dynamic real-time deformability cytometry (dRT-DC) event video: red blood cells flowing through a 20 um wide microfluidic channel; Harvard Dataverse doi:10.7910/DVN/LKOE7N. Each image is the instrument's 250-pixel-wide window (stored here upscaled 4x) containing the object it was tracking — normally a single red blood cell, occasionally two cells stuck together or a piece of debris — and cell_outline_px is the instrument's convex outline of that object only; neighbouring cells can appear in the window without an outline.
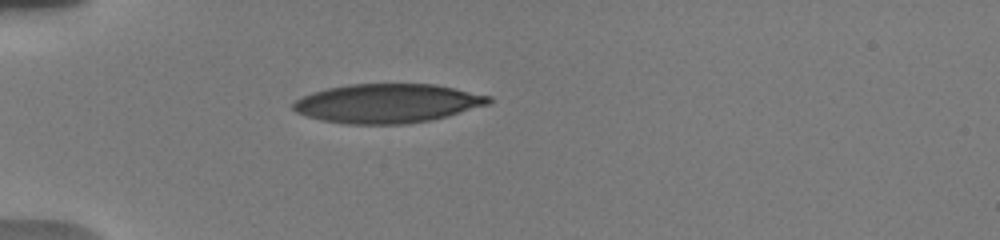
{"species": "human", "species_latin": "Homo sapiens", "temperature_condition": "warm", "stored_images_in_passage": 26, "camera_frame_rate_fps": 3000, "um_per_image_px": 0.085, "donor": {"sex": "male"}, "frame": {"image": 1, "passage_image": 1, "time_ms": 0.0, "image_size_px": [1000, 240], "cell_outline_px": [[492, 100], [488, 104], [448, 116], [432, 120], [404, 124], [348, 124], [320, 120], [296, 112], [292, 108], [292, 104], [296, 100], [312, 92], [328, 88], [348, 84], [436, 84], [492, 96]], "centroid_in_image_um": [32.94, 8.78], "position_along_channel_um": 52.1, "area_um2": 44.51}}
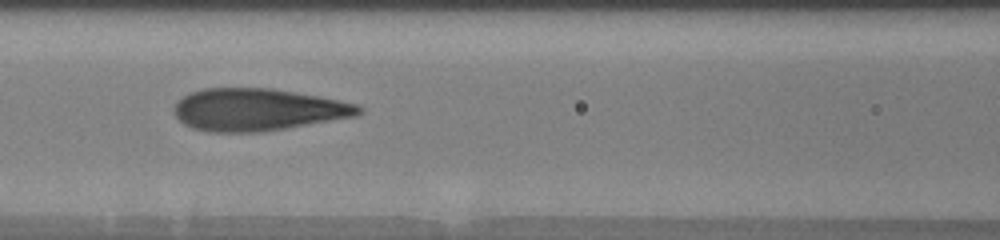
{"frame": {"image": 2, "passage_image": 8, "time_ms": 3.0, "image_size_px": [1000, 240], "cell_outline_px": [[364, 112], [356, 116], [264, 132], [208, 132], [192, 128], [184, 124], [176, 116], [172, 108], [176, 100], [200, 88], [272, 88], [296, 92], [360, 104], [364, 108]], "centroid_in_image_um": [21.9, 9.32], "position_along_channel_um": 144.7, "area_um2": 45.84}}
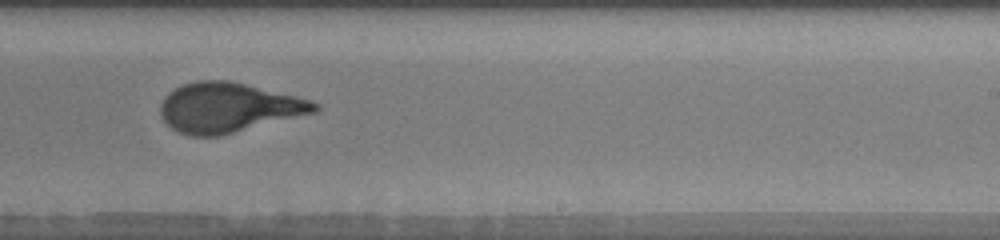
{"frame": {"image": 3, "passage_image": 15, "time_ms": 6.333, "image_size_px": [1000, 240], "cell_outline_px": [[320, 108], [316, 112], [220, 136], [188, 136], [172, 128], [160, 116], [160, 104], [164, 96], [168, 92], [184, 84], [196, 80], [228, 80], [296, 96], [312, 100], [320, 104]], "centroid_in_image_um": [19.41, 9.14], "position_along_channel_um": 269.6, "area_um2": 44.62}, "authors_computed_cell_mechanics": {"area_um2": 45.2863, "velocity_mm_per_s": 3.7701, "shape_relaxation_time_tau1_ms": 4.9388, "shape_relaxation_time_tau2_ms": null, "deformation_change_tau1": 0.2577, "deformation_change_tau2": null}}